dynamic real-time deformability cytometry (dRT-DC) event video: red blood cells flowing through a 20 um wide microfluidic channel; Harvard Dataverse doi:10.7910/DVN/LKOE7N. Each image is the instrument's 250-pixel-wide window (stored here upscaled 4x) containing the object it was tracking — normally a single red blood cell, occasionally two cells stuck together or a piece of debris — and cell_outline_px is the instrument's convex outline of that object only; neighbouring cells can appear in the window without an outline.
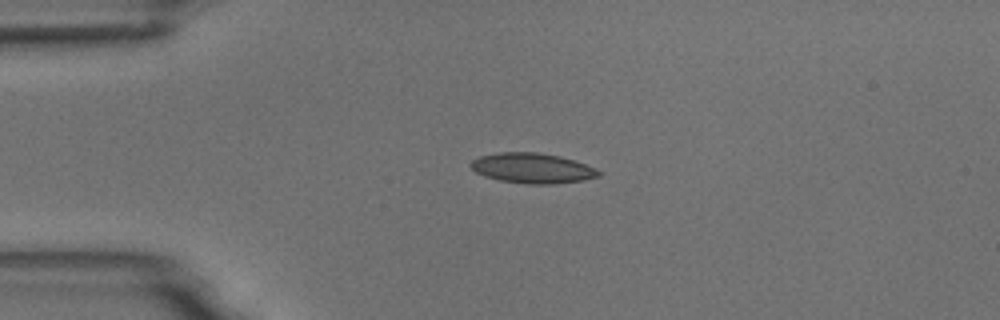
{"species": "common noctule bat (a hibernating species)", "species_latin": "Nyctalus noctula", "temperature_condition": "room temperature", "stored_images_in_passage": 2, "camera_frame_rate_fps": 3000, "um_per_image_px": 0.085, "animal": {"sex": "male", "body_mass_g": 18.8}, "frame": {"image": 1, "passage_image": 1, "time_ms": 0.0, "image_size_px": [1000, 320], "cell_outline_px": [[600, 176], [584, 180], [552, 184], [524, 184], [500, 180], [484, 176], [476, 172], [468, 164], [472, 160], [480, 156], [500, 152], [536, 152], [560, 156], [596, 168], [600, 172]], "centroid_in_image_um": [45.23, 14.3], "position_along_channel_um": 39.8, "area_um2": 22.43}}